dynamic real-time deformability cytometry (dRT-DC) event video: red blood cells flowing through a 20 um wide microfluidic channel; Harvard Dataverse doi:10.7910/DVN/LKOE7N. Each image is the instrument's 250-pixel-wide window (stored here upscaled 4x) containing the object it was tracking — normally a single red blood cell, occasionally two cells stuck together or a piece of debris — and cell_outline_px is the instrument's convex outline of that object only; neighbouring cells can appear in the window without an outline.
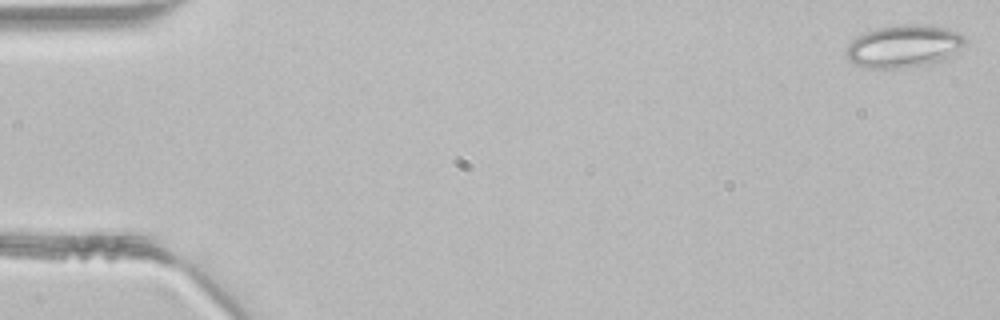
{"species": "common noctule bat (a hibernating species)", "species_latin": "Nyctalus noctula", "temperature_condition": "room temperature", "stored_images_in_passage": 45, "camera_frame_rate_fps": 3000, "um_per_image_px": 0.085, "animal": {"sex": "male", "body_mass_g": 21.5, "forearm_length_mm": 52.0}, "frame": {"image": 1, "passage_image": 1, "time_ms": 0.0, "image_size_px": [1000, 320], "cell_outline_px": [[968, 40], [956, 52], [948, 56], [924, 64], [900, 68], [864, 68], [852, 64], [848, 60], [844, 52], [848, 44], [856, 36], [864, 32], [876, 28], [900, 24], [928, 24], [948, 28], [964, 36]], "centroid_in_image_um": [76.75, 3.9], "position_along_channel_um": 8.2, "area_um2": 29.59}}
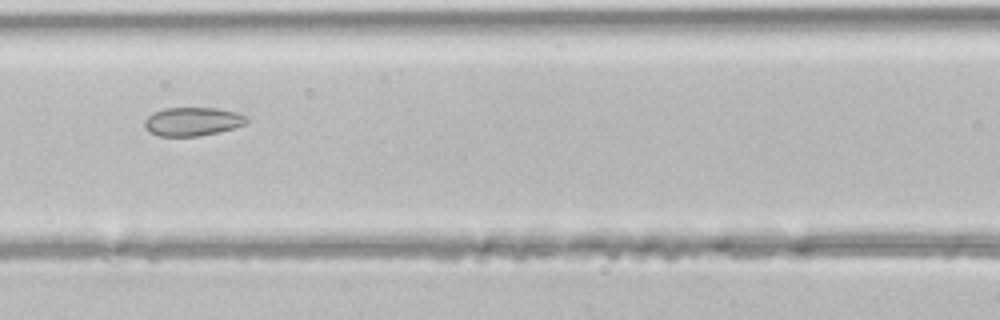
{"frame": {"image": 2, "passage_image": 20, "time_ms": 6.333, "image_size_px": [1000, 320], "cell_outline_px": [[248, 120], [244, 124], [232, 128], [200, 136], [160, 136], [148, 132], [144, 128], [144, 120], [152, 112], [164, 108], [216, 108], [236, 112], [248, 116]], "centroid_in_image_um": [16.32, 10.32], "position_along_channel_um": 150.3, "area_um2": 17.05}}
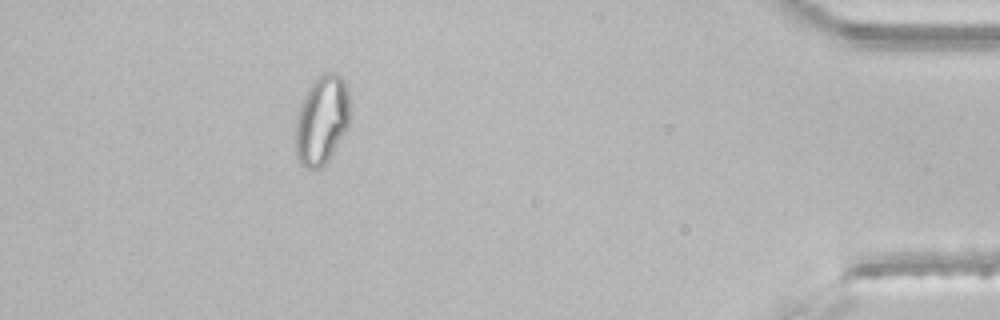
{"frame": {"image": 3, "passage_image": 41, "time_ms": 13.333, "image_size_px": [1000, 320], "cell_outline_px": [[348, 128], [328, 160], [320, 168], [308, 168], [300, 164], [296, 156], [296, 116], [300, 104], [312, 80], [324, 72], [336, 72], [344, 80], [348, 92]], "centroid_in_image_um": [27.33, 10.18], "position_along_channel_um": 407.9, "area_um2": 28.21}}